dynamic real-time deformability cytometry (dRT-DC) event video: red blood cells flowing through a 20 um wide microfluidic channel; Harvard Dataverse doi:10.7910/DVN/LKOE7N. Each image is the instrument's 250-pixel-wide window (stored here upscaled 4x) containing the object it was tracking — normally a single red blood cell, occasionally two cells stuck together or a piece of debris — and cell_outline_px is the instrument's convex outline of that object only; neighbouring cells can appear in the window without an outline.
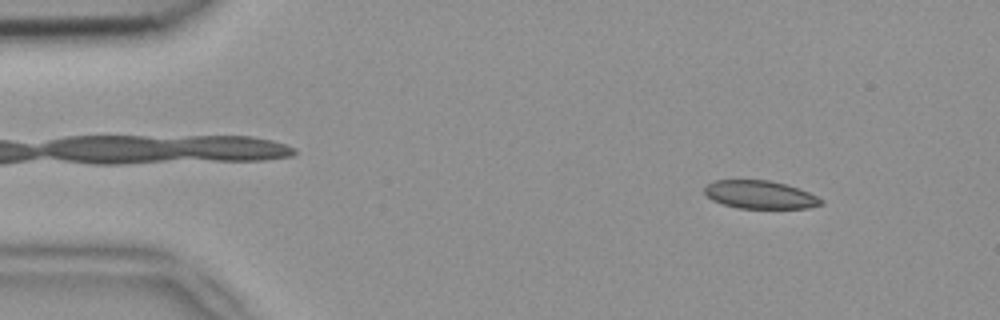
{"species": "common noctule bat (a hibernating species)", "species_latin": "Nyctalus noctula", "temperature_condition": "room temperature", "stored_images_in_passage": 50, "camera_frame_rate_fps": 3000, "um_per_image_px": 0.085, "animal": {"sex": "female", "body_mass_g": 18.4}, "frame": {"image": 1, "passage_image": 5, "time_ms": 1.333, "image_size_px": [1000, 320], "cell_outline_px": [[824, 204], [808, 208], [740, 208], [724, 204], [712, 200], [704, 192], [704, 188], [712, 180], [768, 180], [784, 184], [808, 192], [824, 200]], "centroid_in_image_um": [64.6, 16.55], "position_along_channel_um": 20.4, "area_um2": 18.9}}
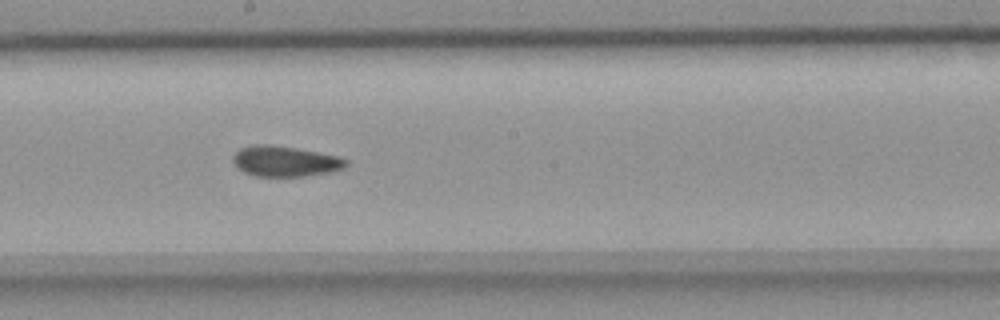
{"frame": {"image": 2, "passage_image": 27, "time_ms": 8.667, "image_size_px": [1000, 320], "cell_outline_px": [[348, 164], [344, 168], [332, 172], [304, 176], [256, 176], [244, 172], [232, 160], [232, 156], [240, 148], [252, 144], [272, 144], [296, 148], [340, 156], [348, 160]], "centroid_in_image_um": [24.26, 13.69], "position_along_channel_um": 223.9, "area_um2": 20.23}}
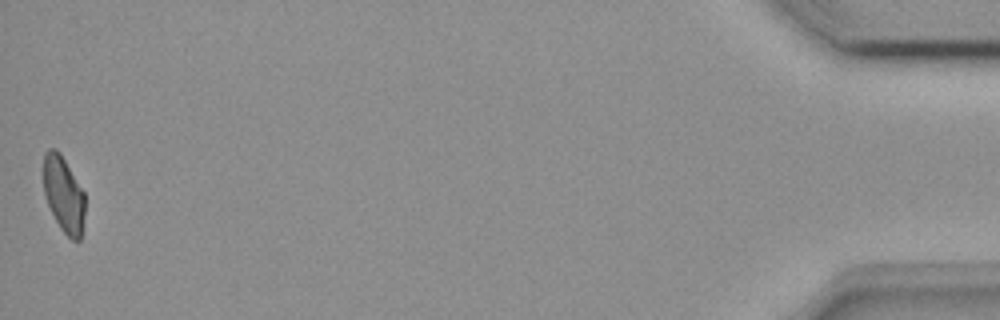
{"frame": {"image": 3, "passage_image": 50, "time_ms": 16.333, "image_size_px": [1000, 320], "cell_outline_px": [[84, 216], [80, 240], [72, 240], [60, 228], [48, 204], [44, 192], [44, 152], [48, 148], [56, 148], [60, 152], [84, 192]], "centroid_in_image_um": [5.41, 16.5], "position_along_channel_um": 429.8, "area_um2": 18.15}, "authors_computed_cell_mechanics": {"area_um2": 20.2011, "velocity_mm_per_s": 3.9357, "shape_relaxation_time_tau1_ms": null, "shape_relaxation_time_tau2_ms": 6.4339, "deformation_change_tau1": null, "deformation_change_tau2": 0.1094}}